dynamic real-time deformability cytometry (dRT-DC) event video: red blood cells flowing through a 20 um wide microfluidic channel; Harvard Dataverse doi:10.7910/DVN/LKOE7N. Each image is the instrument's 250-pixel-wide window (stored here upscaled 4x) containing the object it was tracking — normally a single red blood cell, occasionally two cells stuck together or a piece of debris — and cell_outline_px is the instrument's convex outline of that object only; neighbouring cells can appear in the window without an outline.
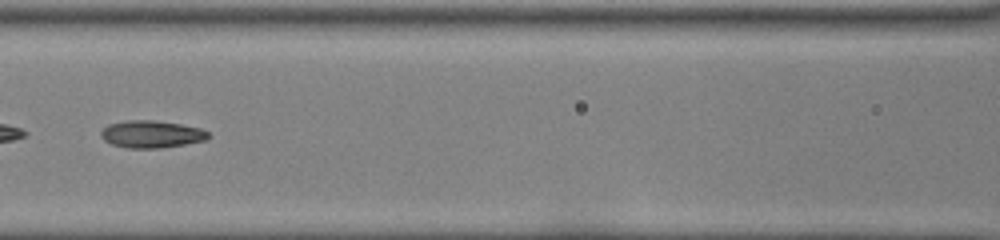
{"species": "common noctule bat (a hibernating species)", "species_latin": "Nyctalus noctula", "temperature_condition": "room temperature", "stored_images_in_passage": 34, "camera_frame_rate_fps": 3000, "um_per_image_px": 0.085, "animal": {"sex": "female", "body_mass_g": 22.0, "forearm_length_mm": 56.7}, "frame": {"image": 1, "passage_image": 10, "time_ms": 3.0, "image_size_px": [1000, 240], "cell_outline_px": [[212, 136], [204, 140], [184, 144], [160, 148], [128, 148], [112, 144], [104, 140], [100, 136], [100, 132], [108, 124], [128, 120], [152, 120], [180, 124], [200, 128], [208, 132]], "centroid_in_image_um": [12.86, 11.4], "position_along_channel_um": 153.7, "area_um2": 16.99}}
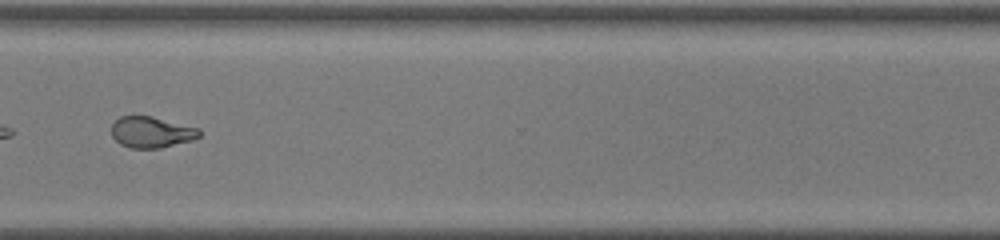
{"frame": {"image": 2, "passage_image": 25, "time_ms": 8.0, "image_size_px": [1000, 240], "cell_outline_px": [[200, 136], [192, 140], [160, 148], [132, 148], [120, 144], [112, 136], [112, 124], [120, 116], [152, 116], [200, 128]], "centroid_in_image_um": [12.88, 11.23], "position_along_channel_um": 357.7, "area_um2": 15.9}, "authors_computed_cell_mechanics": {"area_um2": 16.7909, "velocity_mm_per_s": 4.0837, "shape_relaxation_time_tau1_ms": 9.5156, "shape_relaxation_time_tau2_ms": 1.512, "deformation_change_tau1": 0.2809, "deformation_change_tau2": 0.0782}}